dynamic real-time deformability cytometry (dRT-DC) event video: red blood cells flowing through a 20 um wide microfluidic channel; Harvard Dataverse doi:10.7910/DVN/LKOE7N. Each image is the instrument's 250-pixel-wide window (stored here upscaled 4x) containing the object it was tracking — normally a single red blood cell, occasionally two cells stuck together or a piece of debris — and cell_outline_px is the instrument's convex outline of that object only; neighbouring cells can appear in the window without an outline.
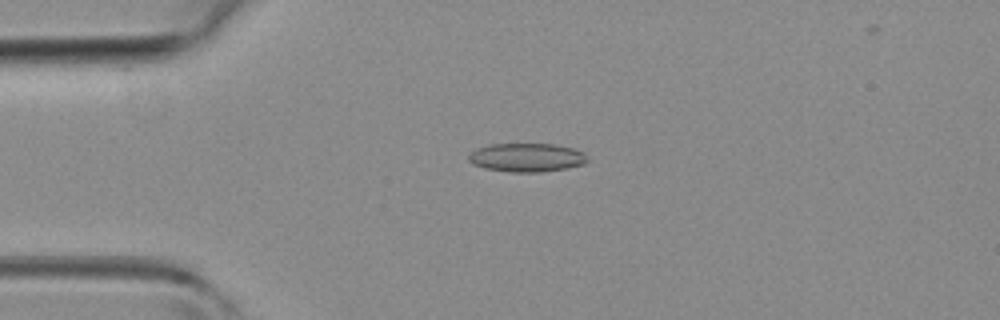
{"species": "common noctule bat (a hibernating species)", "species_latin": "Nyctalus noctula", "temperature_condition": "room temperature", "stored_images_in_passage": 38, "camera_frame_rate_fps": 3000, "um_per_image_px": 0.085, "animal": {"sex": "female", "body_mass_g": 19.3, "forearm_length_mm": 54.1}, "frame": {"image": 1, "passage_image": 3, "time_ms": 0.667, "image_size_px": [1000, 320], "cell_outline_px": [[588, 160], [584, 164], [568, 168], [540, 172], [512, 172], [484, 168], [472, 164], [468, 160], [468, 156], [476, 148], [488, 144], [556, 144], [572, 148], [584, 152]], "centroid_in_image_um": [44.77, 13.38], "position_along_channel_um": 40.2, "area_um2": 19.94}}
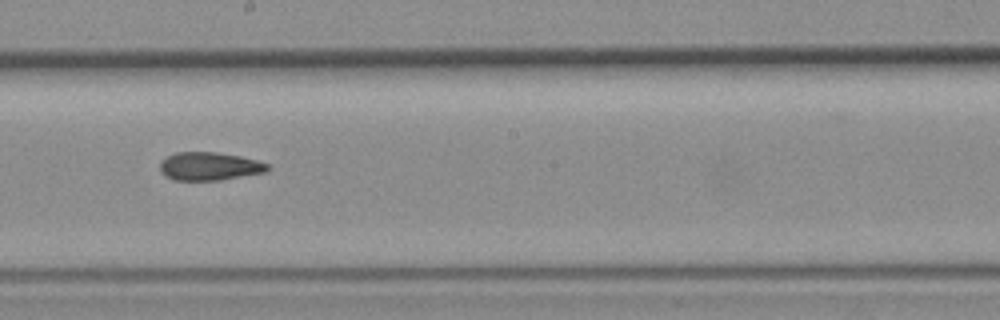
{"frame": {"image": 2, "passage_image": 17, "time_ms": 5.333, "image_size_px": [1000, 320], "cell_outline_px": [[272, 168], [268, 172], [220, 180], [176, 180], [168, 176], [160, 168], [160, 160], [176, 152], [216, 152], [240, 156], [256, 160], [268, 164]], "centroid_in_image_um": [17.86, 14.13], "position_along_channel_um": 230.3, "area_um2": 17.63}}
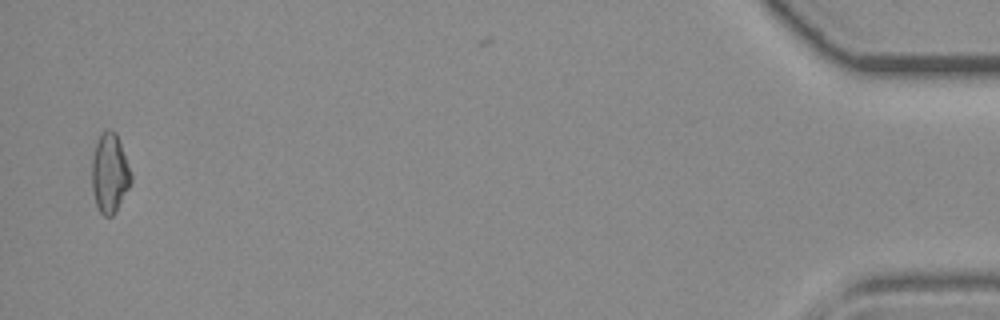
{"frame": {"image": 3, "passage_image": 36, "time_ms": 11.667, "image_size_px": [1000, 320], "cell_outline_px": [[132, 180], [128, 188], [112, 216], [104, 216], [100, 212], [96, 204], [92, 188], [92, 156], [96, 144], [100, 136], [108, 128], [116, 132], [132, 176]], "centroid_in_image_um": [9.31, 14.71], "position_along_channel_um": 425.9, "area_um2": 17.69}}